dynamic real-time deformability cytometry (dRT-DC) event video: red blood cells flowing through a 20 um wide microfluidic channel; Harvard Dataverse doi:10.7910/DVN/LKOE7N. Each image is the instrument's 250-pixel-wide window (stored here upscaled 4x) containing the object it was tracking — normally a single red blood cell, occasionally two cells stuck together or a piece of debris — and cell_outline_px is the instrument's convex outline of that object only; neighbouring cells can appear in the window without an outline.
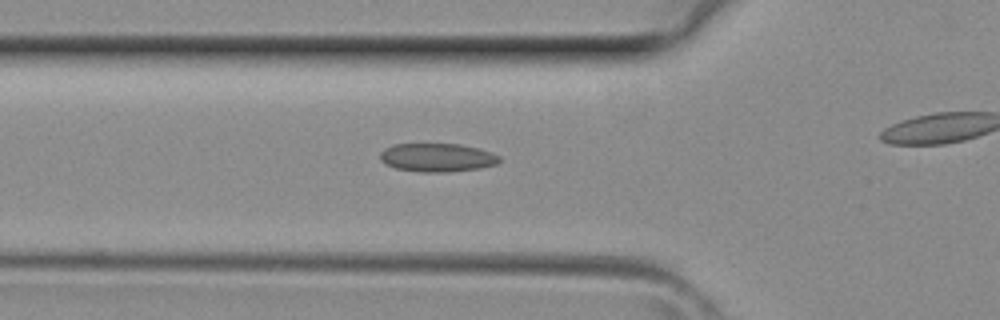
{"species": "common noctule bat (a hibernating species)", "species_latin": "Nyctalus noctula", "temperature_condition": "room temperature", "stored_images_in_passage": 17, "camera_frame_rate_fps": 3000, "um_per_image_px": 0.085, "animal": {"sex": "female", "body_mass_g": 29.2, "forearm_length_mm": 56.3}, "frame": {"image": 1, "passage_image": 6, "time_ms": 1.667, "image_size_px": [1000, 320], "cell_outline_px": [[500, 160], [496, 164], [480, 168], [448, 172], [420, 172], [396, 168], [384, 164], [380, 160], [380, 152], [384, 148], [392, 144], [460, 144], [480, 148], [492, 152], [500, 156]], "centroid_in_image_um": [37.15, 13.38], "position_along_channel_um": 88.6, "area_um2": 20.0}}
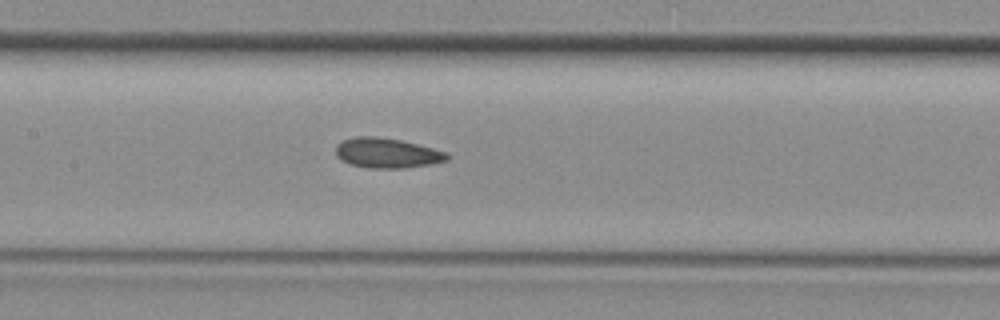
{"frame": {"image": 2, "passage_image": 11, "time_ms": 3.333, "image_size_px": [1000, 320], "cell_outline_px": [[448, 160], [428, 164], [404, 168], [368, 168], [352, 164], [336, 156], [336, 144], [344, 140], [356, 136], [376, 136], [400, 140], [448, 152]], "centroid_in_image_um": [32.88, 13.0], "position_along_channel_um": 174.5, "area_um2": 19.19}}
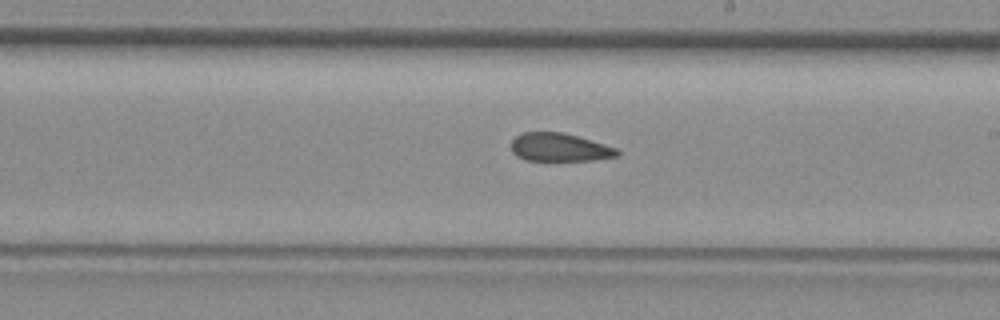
{"frame": {"image": 3, "passage_image": 15, "time_ms": 4.667, "image_size_px": [1000, 320], "cell_outline_px": [[620, 156], [592, 160], [528, 160], [516, 156], [512, 152], [512, 140], [516, 136], [524, 132], [564, 132], [604, 144], [616, 148], [620, 152]], "centroid_in_image_um": [47.57, 12.52], "position_along_channel_um": 241.4, "area_um2": 17.34}}